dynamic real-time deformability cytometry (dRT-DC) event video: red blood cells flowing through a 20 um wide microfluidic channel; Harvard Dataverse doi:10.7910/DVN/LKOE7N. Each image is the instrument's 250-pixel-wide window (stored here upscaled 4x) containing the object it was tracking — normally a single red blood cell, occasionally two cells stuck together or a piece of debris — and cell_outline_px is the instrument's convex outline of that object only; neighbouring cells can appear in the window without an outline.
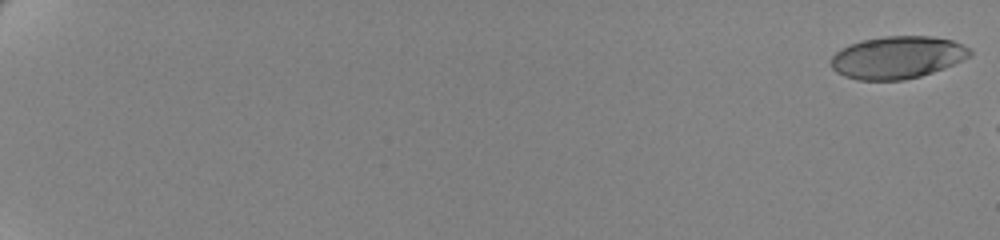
{"species": "human", "species_latin": "Homo sapiens", "temperature_condition": "cold", "stored_images_in_passage": 13, "camera_frame_rate_fps": 3000, "um_per_image_px": 0.085, "donor": {"sex": "female"}, "frame": {"image": 1, "passage_image": 1, "time_ms": 0.0, "image_size_px": [1000, 240], "cell_outline_px": [[972, 56], [944, 68], [920, 76], [904, 80], [856, 80], [844, 76], [836, 72], [832, 68], [832, 56], [840, 48], [860, 40], [884, 36], [932, 36], [952, 40], [968, 48], [972, 52]], "centroid_in_image_um": [76.26, 4.88], "position_along_channel_um": 8.7, "area_um2": 34.39}}